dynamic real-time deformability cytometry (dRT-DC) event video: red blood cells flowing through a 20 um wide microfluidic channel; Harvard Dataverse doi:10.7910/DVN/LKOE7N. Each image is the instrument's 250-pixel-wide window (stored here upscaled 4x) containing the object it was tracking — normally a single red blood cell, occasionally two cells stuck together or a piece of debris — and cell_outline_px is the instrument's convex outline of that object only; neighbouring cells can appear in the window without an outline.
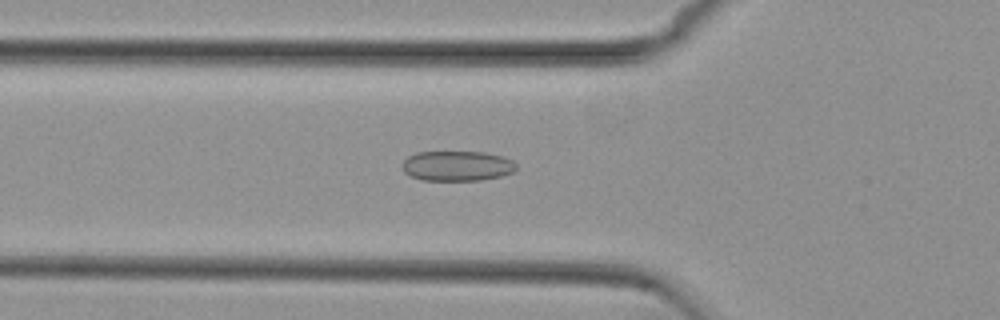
{"species": "common noctule bat (a hibernating species)", "species_latin": "Nyctalus noctula", "temperature_condition": "cold", "stored_images_in_passage": 54, "camera_frame_rate_fps": 3000, "um_per_image_px": 0.085, "animal": {"sex": "female", "body_mass_g": 29.2, "forearm_length_mm": 56.3}, "frame": {"image": 1, "passage_image": 19, "time_ms": 6.0, "image_size_px": [1000, 320], "cell_outline_px": [[516, 172], [500, 176], [480, 180], [420, 180], [404, 172], [400, 164], [408, 156], [416, 152], [484, 152], [500, 156], [512, 160], [516, 164]], "centroid_in_image_um": [38.83, 14.1], "position_along_channel_um": 87.0, "area_um2": 20.06}}
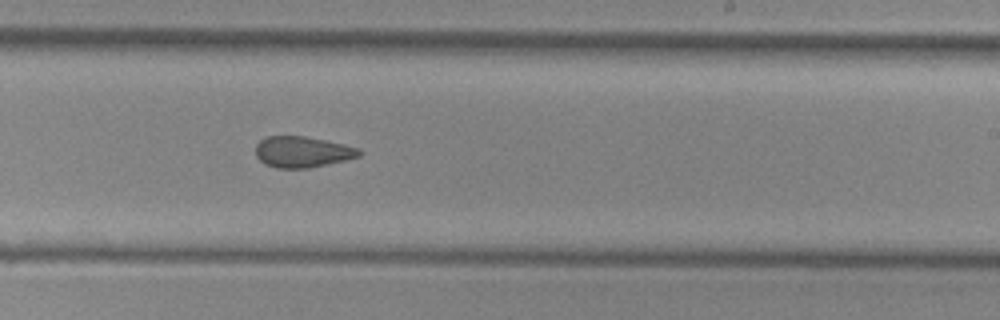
{"frame": {"image": 2, "passage_image": 33, "time_ms": 10.667, "image_size_px": [1000, 320], "cell_outline_px": [[360, 156], [344, 160], [308, 168], [276, 168], [264, 164], [256, 156], [256, 144], [260, 140], [268, 136], [304, 136], [344, 144], [360, 148]], "centroid_in_image_um": [25.67, 12.91], "position_along_channel_um": 263.3, "area_um2": 18.61}}
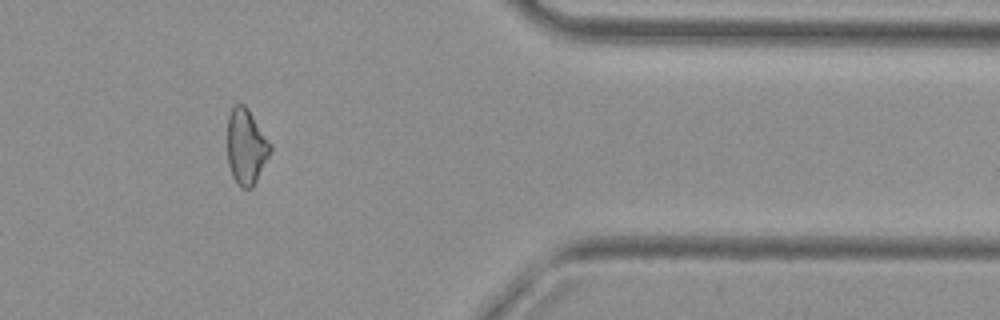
{"frame": {"image": 3, "passage_image": 45, "time_ms": 14.667, "image_size_px": [1000, 320], "cell_outline_px": [[272, 148], [252, 188], [240, 188], [236, 184], [232, 176], [228, 164], [228, 116], [232, 108], [236, 104], [244, 104], [248, 108], [272, 144]], "centroid_in_image_um": [20.92, 12.46], "position_along_channel_um": 390.5, "area_um2": 18.84}, "authors_computed_cell_mechanics": {"area_um2": 20.0566, "velocity_mm_per_s": 3.7722, "shape_relaxation_time_tau1_ms": 9.176, "shape_relaxation_time_tau2_ms": 3.6607, "deformation_change_tau1": 0.105, "deformation_change_tau2": 0.096}}